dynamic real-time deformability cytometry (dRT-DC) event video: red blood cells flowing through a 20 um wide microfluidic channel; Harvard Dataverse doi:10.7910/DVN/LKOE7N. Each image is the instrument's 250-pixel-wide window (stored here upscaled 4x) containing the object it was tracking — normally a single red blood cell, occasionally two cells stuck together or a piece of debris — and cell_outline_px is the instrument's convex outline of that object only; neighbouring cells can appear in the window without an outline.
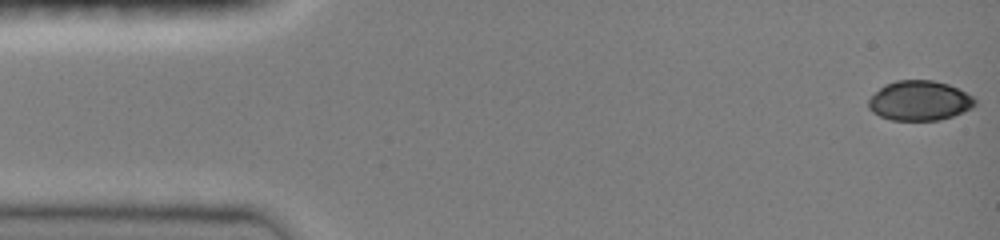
{"species": "common noctule bat (a hibernating species)", "species_latin": "Nyctalus noctula", "temperature_condition": "room temperature", "stored_images_in_passage": 47, "camera_frame_rate_fps": 3000, "um_per_image_px": 0.085, "animal": {"sex": "female", "body_mass_g": 19.0, "forearm_length_mm": 51.5}, "frame": {"image": 1, "passage_image": 1, "time_ms": 0.0, "image_size_px": [1000, 240], "cell_outline_px": [[976, 104], [972, 108], [952, 116], [940, 120], [892, 120], [880, 116], [872, 112], [868, 108], [868, 100], [884, 84], [896, 80], [932, 80], [948, 84], [972, 96], [976, 100]], "centroid_in_image_um": [78.14, 8.56], "position_along_channel_um": 6.9, "area_um2": 24.62}}
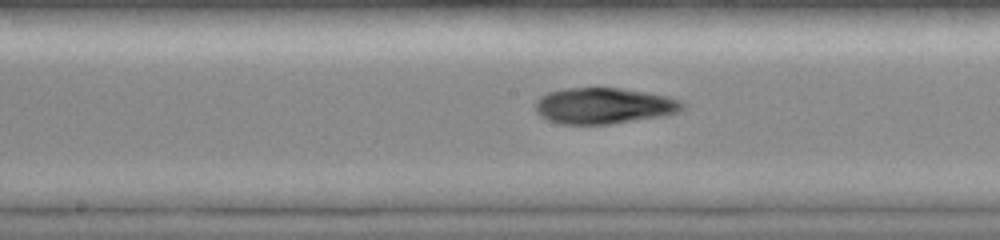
{"frame": {"image": 2, "passage_image": 24, "time_ms": 7.667, "image_size_px": [1000, 240], "cell_outline_px": [[684, 108], [680, 112], [664, 116], [608, 124], [560, 124], [548, 120], [540, 116], [536, 112], [536, 100], [540, 96], [548, 92], [564, 88], [620, 88], [668, 96], [680, 100], [684, 104]], "centroid_in_image_um": [51.33, 8.99], "position_along_channel_um": 196.9, "area_um2": 30.98}}
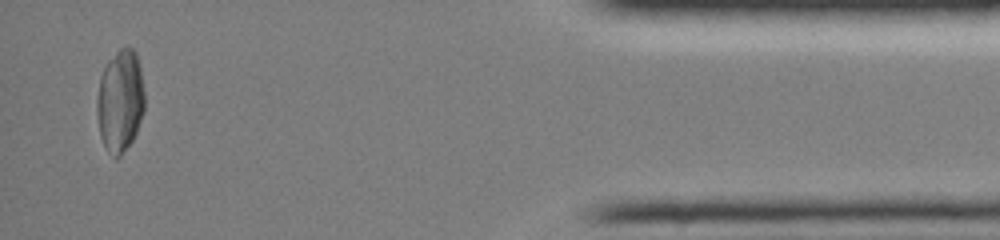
{"frame": {"image": 3, "passage_image": 45, "time_ms": 14.667, "image_size_px": [1000, 240], "cell_outline_px": [[144, 112], [136, 132], [132, 140], [120, 156], [116, 160], [108, 152], [100, 136], [96, 112], [96, 100], [100, 76], [104, 64], [120, 48], [132, 48], [136, 52], [140, 64], [144, 92]], "centroid_in_image_um": [10.2, 8.57], "position_along_channel_um": 425.0, "area_um2": 28.73}, "authors_computed_cell_mechanics": {"area_um2": 29.478, "velocity_mm_per_s": 4.071, "shape_relaxation_time_tau1_ms": null, "shape_relaxation_time_tau2_ms": 1.8847, "deformation_change_tau1": null, "deformation_change_tau2": 0.0619}}